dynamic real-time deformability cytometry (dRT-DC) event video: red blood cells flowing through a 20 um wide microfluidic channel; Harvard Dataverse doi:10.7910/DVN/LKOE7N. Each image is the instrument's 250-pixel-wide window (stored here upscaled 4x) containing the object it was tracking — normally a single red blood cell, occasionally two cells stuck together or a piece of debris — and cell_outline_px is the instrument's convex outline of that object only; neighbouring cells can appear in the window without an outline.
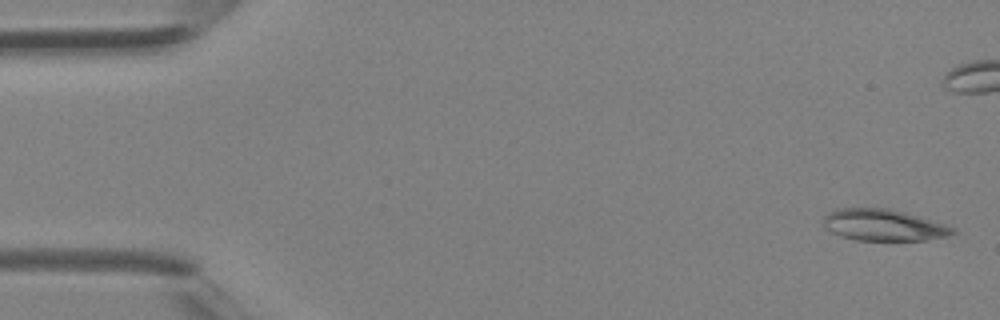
{"species": "Egyptian fruit bat (a non-hibernating species)", "species_latin": "Rousettus aegyptiacus", "temperature_condition": "room temperature", "stored_images_in_passage": 41, "camera_frame_rate_fps": 3000, "um_per_image_px": 0.085, "animal": {"sex": "female"}, "frame": {"image": 1, "passage_image": 1, "time_ms": 0.0, "image_size_px": [1000, 320], "cell_outline_px": [[956, 232], [948, 236], [928, 240], [856, 240], [840, 236], [824, 228], [824, 216], [828, 212], [836, 208], [892, 208], [920, 216], [944, 224], [952, 228]], "centroid_in_image_um": [75.08, 19.12], "position_along_channel_um": 9.9, "area_um2": 23.87}}
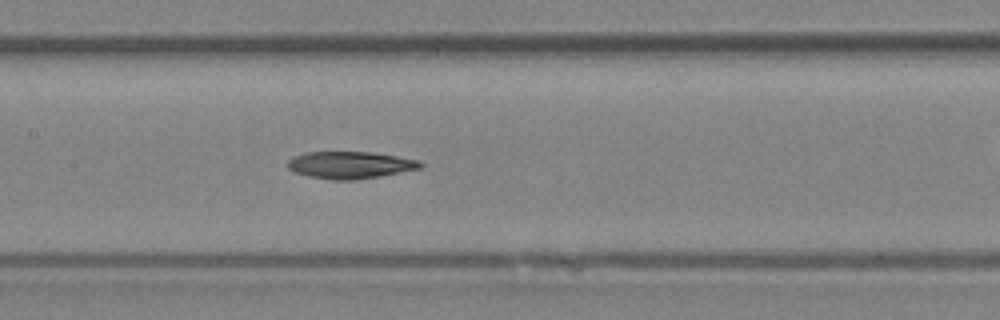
{"frame": {"image": 2, "passage_image": 19, "time_ms": 6.0, "image_size_px": [1000, 320], "cell_outline_px": [[424, 164], [420, 168], [380, 176], [356, 180], [332, 180], [308, 176], [296, 172], [288, 168], [288, 160], [292, 156], [304, 152], [368, 152], [396, 156], [420, 160]], "centroid_in_image_um": [29.74, 14.02], "position_along_channel_um": 177.7, "area_um2": 20.92}}
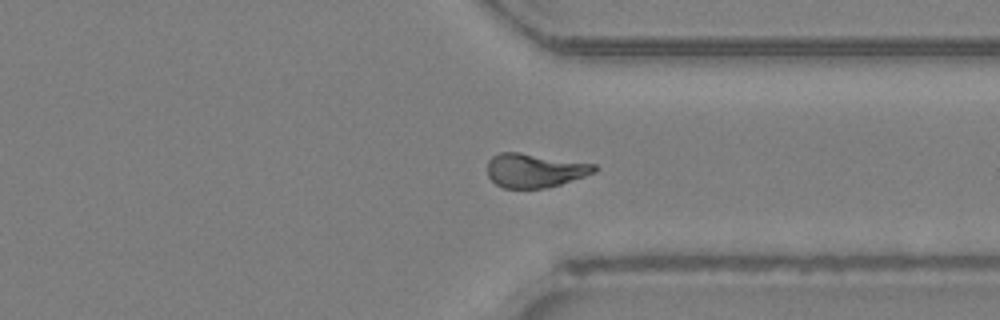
{"frame": {"image": 3, "passage_image": 30, "time_ms": 9.667, "image_size_px": [1000, 320], "cell_outline_px": [[600, 168], [596, 172], [548, 188], [504, 188], [496, 184], [488, 176], [488, 160], [492, 156], [500, 152], [520, 152], [596, 164]], "centroid_in_image_um": [45.47, 14.48], "position_along_channel_um": 365.9, "area_um2": 21.27}}